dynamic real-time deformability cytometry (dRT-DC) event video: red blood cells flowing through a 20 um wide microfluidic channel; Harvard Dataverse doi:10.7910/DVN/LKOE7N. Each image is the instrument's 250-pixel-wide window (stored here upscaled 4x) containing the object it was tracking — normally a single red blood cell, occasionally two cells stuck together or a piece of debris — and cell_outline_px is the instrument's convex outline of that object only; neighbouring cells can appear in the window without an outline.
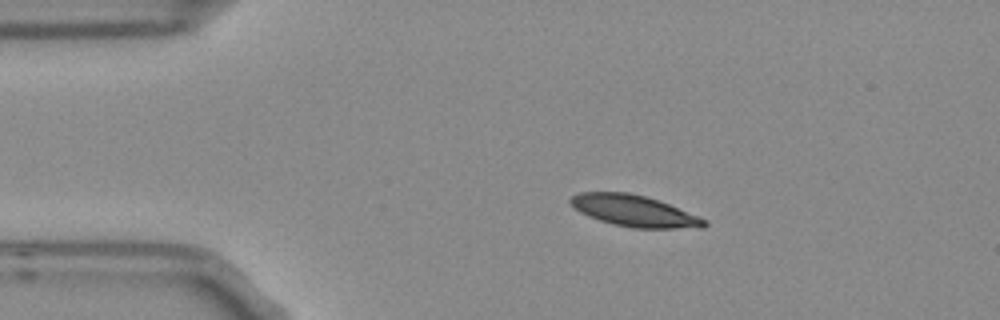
{"species": "Egyptian fruit bat (a non-hibernating species)", "species_latin": "Rousettus aegyptiacus", "temperature_condition": "room temperature", "stored_images_in_passage": 3, "camera_frame_rate_fps": 3000, "um_per_image_px": 0.085, "frame": {"image": 1, "passage_image": 1, "time_ms": 0.0, "image_size_px": [1000, 320], "cell_outline_px": [[708, 224], [704, 228], [632, 228], [612, 224], [588, 216], [580, 212], [568, 200], [572, 196], [580, 192], [628, 192], [644, 196], [668, 204], [708, 220]], "centroid_in_image_um": [53.92, 17.93], "position_along_channel_um": 31.1, "area_um2": 24.28}}
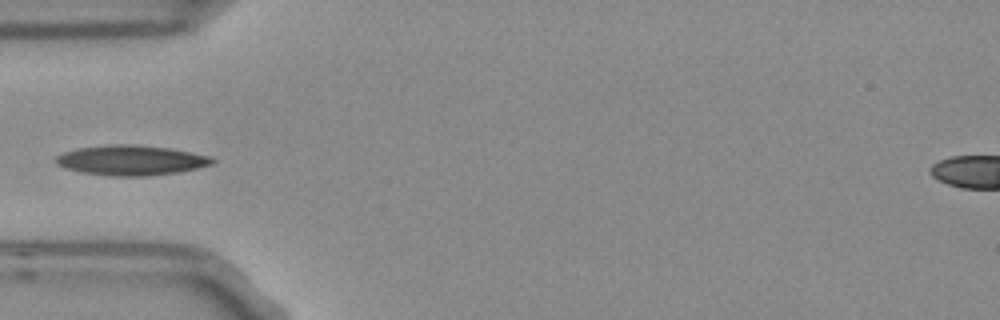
{"frame": {"image": 2, "passage_image": 3, "time_ms": 0.667, "image_size_px": [1000, 320], "cell_outline_px": [[216, 160], [212, 164], [180, 172], [148, 176], [108, 176], [80, 172], [64, 168], [56, 164], [56, 156], [64, 152], [80, 148], [116, 144], [128, 144], [168, 148], [212, 156]], "centroid_in_image_um": [11.15, 13.64], "position_along_channel_um": 73.9, "area_um2": 27.28}}